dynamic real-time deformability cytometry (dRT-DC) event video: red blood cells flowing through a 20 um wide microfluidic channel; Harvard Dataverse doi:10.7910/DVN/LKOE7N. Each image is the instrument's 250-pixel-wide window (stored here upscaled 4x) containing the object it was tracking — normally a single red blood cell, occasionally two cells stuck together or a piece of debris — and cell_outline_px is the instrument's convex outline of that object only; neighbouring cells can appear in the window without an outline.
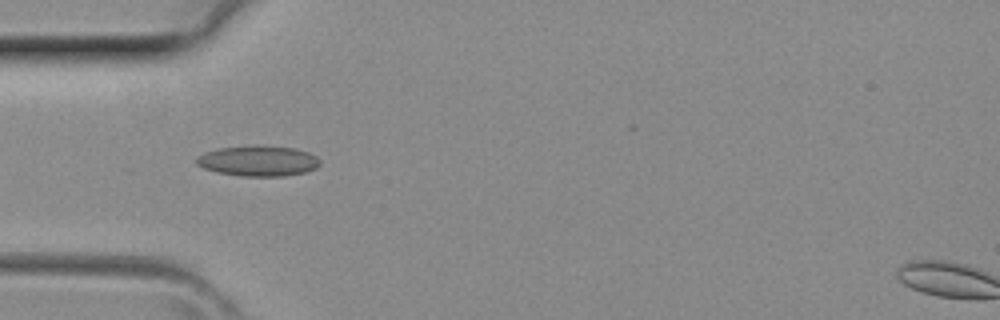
{"species": "common noctule bat (a hibernating species)", "species_latin": "Nyctalus noctula", "temperature_condition": "room temperature", "stored_images_in_passage": 1, "camera_frame_rate_fps": 3000, "um_per_image_px": 0.085, "animal": {"sex": "female", "body_mass_g": 29.2, "forearm_length_mm": 56.3}, "frame": {"image": 1, "passage_image": 1, "time_ms": 0.0, "image_size_px": [1000, 320], "cell_outline_px": [[320, 164], [316, 168], [304, 172], [284, 176], [240, 176], [216, 172], [204, 168], [196, 164], [196, 156], [204, 152], [220, 148], [296, 148], [308, 152], [316, 156], [320, 160]], "centroid_in_image_um": [21.94, 13.72], "position_along_channel_um": 63.1, "area_um2": 21.15}}